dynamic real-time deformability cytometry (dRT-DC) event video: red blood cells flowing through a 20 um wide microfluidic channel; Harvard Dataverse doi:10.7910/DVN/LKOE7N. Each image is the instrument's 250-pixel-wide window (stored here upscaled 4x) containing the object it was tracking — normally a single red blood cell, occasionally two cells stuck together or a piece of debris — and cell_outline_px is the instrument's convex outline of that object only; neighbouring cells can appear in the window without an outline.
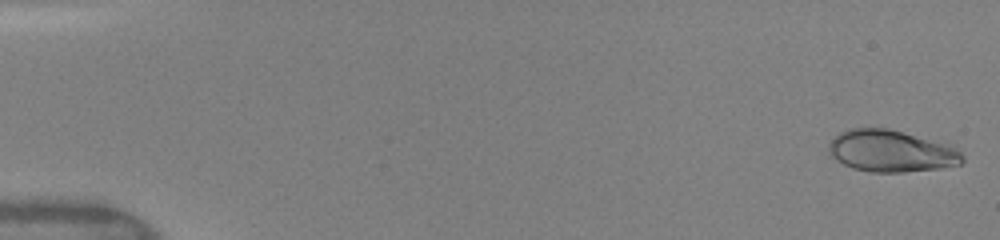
{"species": "human", "species_latin": "Homo sapiens", "temperature_condition": "warm", "stored_images_in_passage": 49, "camera_frame_rate_fps": 3000, "um_per_image_px": 0.085, "donor": {"sex": "female"}, "frame": {"image": 1, "passage_image": 1, "time_ms": 0.0, "image_size_px": [1000, 240], "cell_outline_px": [[964, 160], [960, 164], [940, 168], [904, 172], [872, 172], [852, 168], [836, 160], [832, 156], [828, 148], [828, 144], [840, 132], [848, 128], [888, 128], [956, 148], [964, 156]], "centroid_in_image_um": [75.71, 12.85], "position_along_channel_um": 9.3, "area_um2": 32.08}}
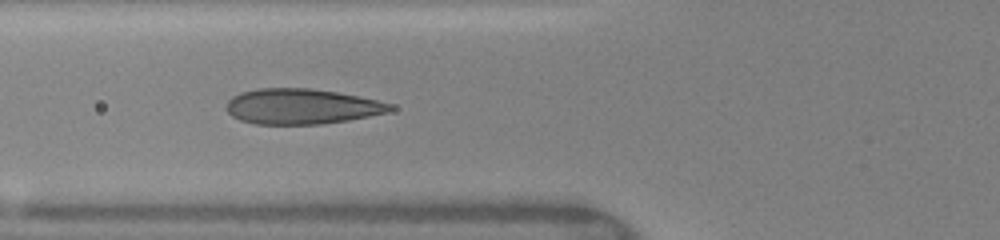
{"frame": {"image": 2, "passage_image": 19, "time_ms": 6.0, "image_size_px": [1000, 240], "cell_outline_px": [[396, 108], [388, 112], [348, 120], [320, 124], [256, 124], [240, 120], [232, 116], [224, 108], [228, 100], [232, 96], [240, 92], [260, 88], [308, 88], [336, 92], [376, 100], [392, 104]], "centroid_in_image_um": [25.59, 9.05], "position_along_channel_um": 100.2, "area_um2": 33.7}}
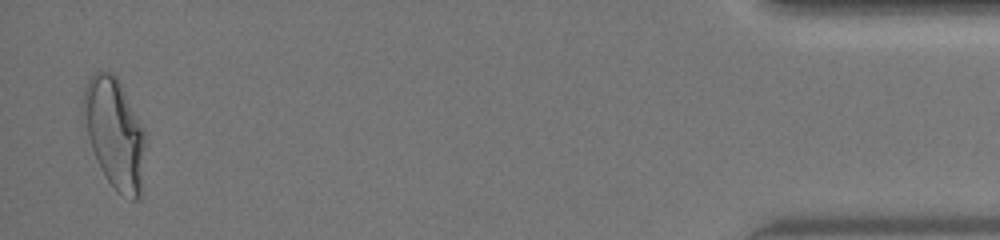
{"frame": {"image": 3, "passage_image": 48, "time_ms": 15.667, "image_size_px": [1000, 240], "cell_outline_px": [[144, 144], [140, 200], [132, 200], [116, 192], [108, 180], [96, 160], [80, 128], [84, 88], [88, 80], [96, 72], [112, 72], [116, 76], [144, 132]], "centroid_in_image_um": [9.65, 11.35], "position_along_channel_um": 425.5, "area_um2": 39.88}, "authors_computed_cell_mechanics": {"area_um2": 32.946, "velocity_mm_per_s": 4.1362, "shape_relaxation_time_tau1_ms": 4.7503, "shape_relaxation_time_tau2_ms": null, "deformation_change_tau1": 0.1997, "deformation_change_tau2": null}}